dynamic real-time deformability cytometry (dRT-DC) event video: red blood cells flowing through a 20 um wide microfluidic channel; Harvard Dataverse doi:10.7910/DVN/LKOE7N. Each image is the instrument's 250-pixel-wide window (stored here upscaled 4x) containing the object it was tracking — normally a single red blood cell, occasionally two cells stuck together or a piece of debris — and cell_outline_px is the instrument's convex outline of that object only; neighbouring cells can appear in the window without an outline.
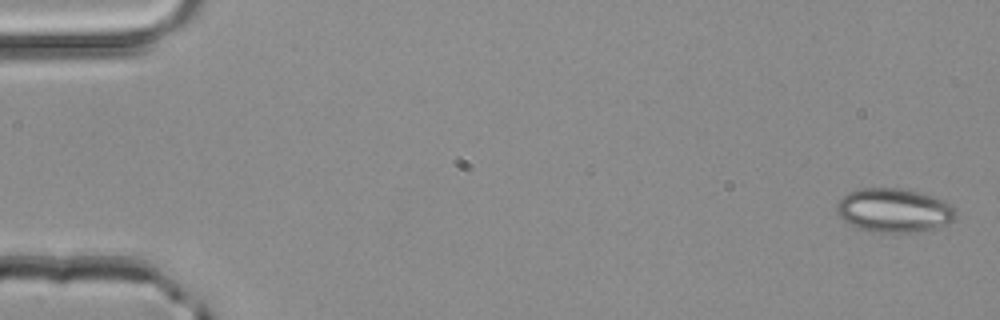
{"species": "common noctule bat (a hibernating species)", "species_latin": "Nyctalus noctula", "temperature_condition": "room temperature", "stored_images_in_passage": 4, "camera_frame_rate_fps": 3000, "um_per_image_px": 0.085, "animal": {"sex": "male", "body_mass_g": 20.4}, "frame": {"image": 1, "passage_image": 1, "time_ms": 0.0, "image_size_px": [1000, 320], "cell_outline_px": [[956, 216], [952, 220], [944, 224], [924, 232], [872, 232], [848, 224], [836, 212], [836, 204], [848, 192], [860, 188], [896, 188], [916, 192], [932, 196], [944, 200], [952, 204], [956, 208]], "centroid_in_image_um": [75.99, 17.88], "position_along_channel_um": 9.0, "area_um2": 30.46}}